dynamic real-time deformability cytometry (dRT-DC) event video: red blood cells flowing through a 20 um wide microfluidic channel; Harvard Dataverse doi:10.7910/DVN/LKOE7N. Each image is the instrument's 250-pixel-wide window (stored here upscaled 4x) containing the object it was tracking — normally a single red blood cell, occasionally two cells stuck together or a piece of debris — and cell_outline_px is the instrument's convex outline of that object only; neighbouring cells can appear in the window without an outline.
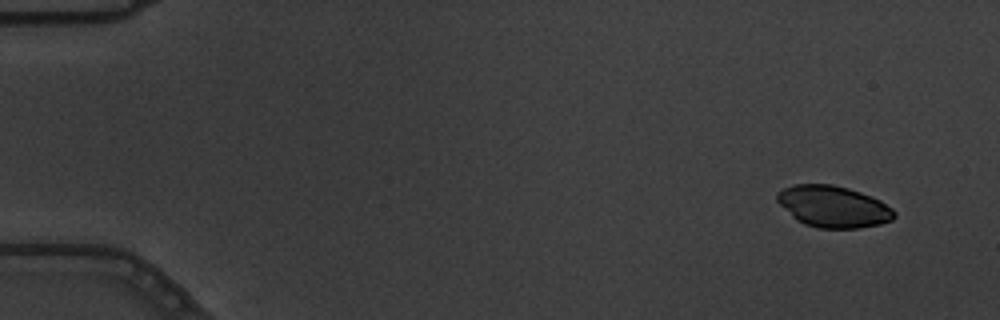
{"species": "common noctule bat (a hibernating species)", "species_latin": "Nyctalus noctula", "temperature_condition": "warm", "stored_images_in_passage": 5, "camera_frame_rate_fps": 3000, "um_per_image_px": 0.085, "animal": {"sex": "male", "body_mass_g": 19.5, "forearm_length_mm": 54.6}, "frame": {"image": 1, "passage_image": 1, "time_ms": 0.0, "image_size_px": [1000, 320], "cell_outline_px": [[896, 216], [892, 220], [880, 224], [860, 228], [820, 228], [804, 224], [796, 220], [776, 200], [776, 192], [792, 184], [832, 184], [848, 188], [860, 192], [880, 200], [892, 208], [896, 212]], "centroid_in_image_um": [70.83, 17.55], "position_along_channel_um": 14.2, "area_um2": 28.44}}